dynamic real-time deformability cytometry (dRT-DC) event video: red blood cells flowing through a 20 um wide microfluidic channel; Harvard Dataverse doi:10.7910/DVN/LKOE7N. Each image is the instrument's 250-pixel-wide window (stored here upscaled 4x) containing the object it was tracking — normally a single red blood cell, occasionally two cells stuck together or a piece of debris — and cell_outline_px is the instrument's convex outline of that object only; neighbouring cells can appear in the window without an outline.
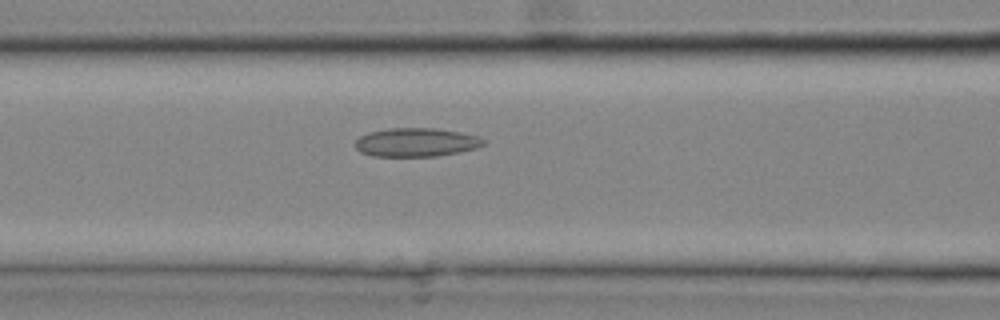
{"species": "common noctule bat (a hibernating species)", "species_latin": "Nyctalus noctula", "temperature_condition": "cold", "stored_images_in_passage": 10, "camera_frame_rate_fps": 3000, "um_per_image_px": 0.085, "animal": {"sex": "male", "body_mass_g": 20.4}, "frame": {"image": 1, "passage_image": 6, "time_ms": 1.667, "image_size_px": [1000, 320], "cell_outline_px": [[484, 144], [476, 148], [460, 152], [436, 156], [372, 156], [360, 152], [356, 148], [356, 140], [360, 136], [368, 132], [388, 128], [436, 128], [460, 132], [480, 136], [484, 140]], "centroid_in_image_um": [35.38, 12.09], "position_along_channel_um": 131.2, "area_um2": 21.5}}
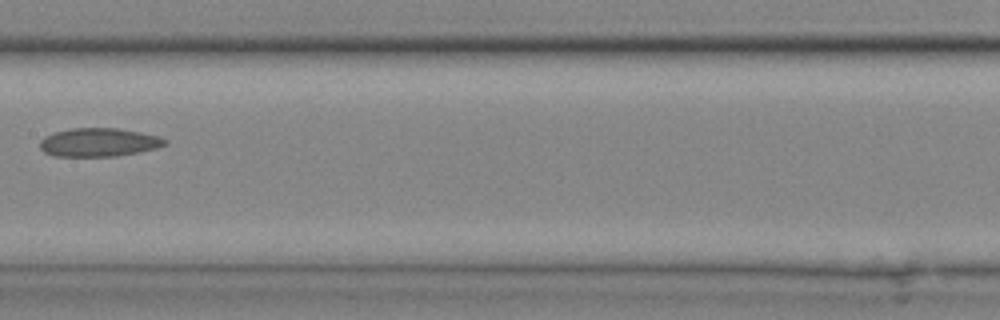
{"frame": {"image": 2, "passage_image": 9, "time_ms": 2.667, "image_size_px": [1000, 320], "cell_outline_px": [[168, 144], [156, 148], [140, 152], [116, 156], [52, 156], [44, 152], [40, 148], [40, 140], [44, 136], [56, 132], [72, 128], [116, 128], [140, 132], [160, 136], [168, 140]], "centroid_in_image_um": [8.42, 12.1], "position_along_channel_um": 199.0, "area_um2": 20.87}}